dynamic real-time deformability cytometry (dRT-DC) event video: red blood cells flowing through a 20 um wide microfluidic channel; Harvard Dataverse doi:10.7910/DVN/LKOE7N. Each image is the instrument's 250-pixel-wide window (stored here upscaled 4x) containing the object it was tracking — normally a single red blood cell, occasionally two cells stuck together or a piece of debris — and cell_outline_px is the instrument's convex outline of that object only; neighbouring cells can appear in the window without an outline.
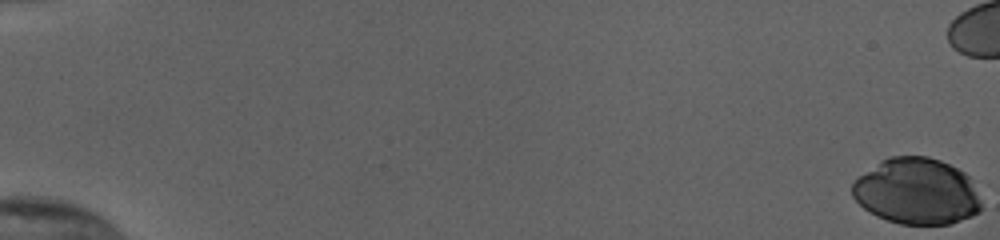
{"species": "human", "species_latin": "Homo sapiens", "temperature_condition": "cold", "stored_images_in_passage": 41, "camera_frame_rate_fps": 3000, "um_per_image_px": 0.085, "donor": {"sex": "female"}, "frame": {"image": 1, "passage_image": 1, "time_ms": 0.0, "image_size_px": [1000, 240], "cell_outline_px": [[980, 212], [972, 216], [948, 224], [900, 224], [876, 216], [868, 212], [852, 196], [852, 184], [860, 176], [880, 160], [888, 156], [928, 156], [940, 160], [964, 172], [968, 176], [980, 204]], "centroid_in_image_um": [77.88, 16.26], "position_along_channel_um": 7.1, "area_um2": 49.42}}
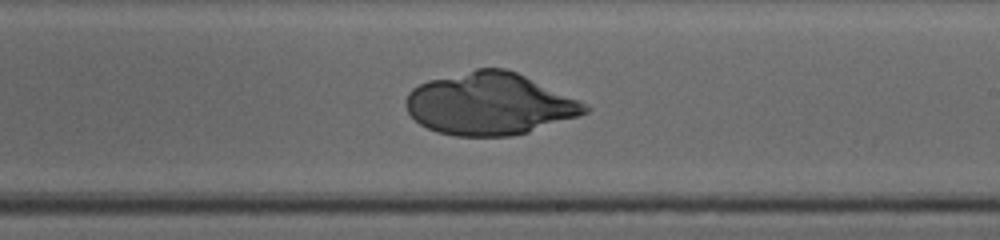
{"frame": {"image": 2, "passage_image": 36, "time_ms": 11.667, "image_size_px": [1000, 240], "cell_outline_px": [[592, 108], [588, 112], [528, 132], [512, 136], [456, 136], [436, 132], [420, 124], [408, 112], [404, 104], [404, 100], [408, 92], [412, 88], [428, 80], [476, 68], [504, 68], [516, 72], [580, 100], [588, 104]], "centroid_in_image_um": [41.59, 8.82], "position_along_channel_um": 247.4, "area_um2": 64.79}}
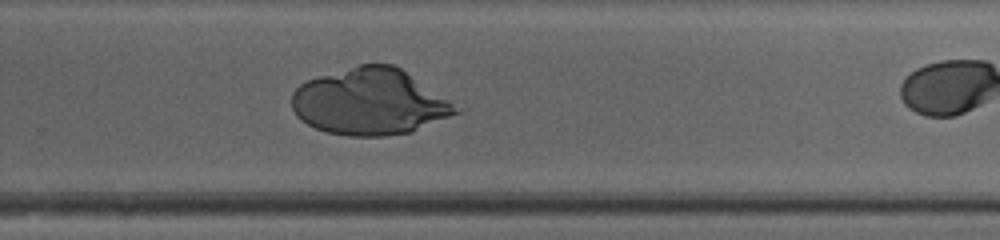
{"frame": {"image": 3, "passage_image": 40, "time_ms": 13.0, "image_size_px": [1000, 240], "cell_outline_px": [[468, 108], [460, 112], [412, 132], [384, 136], [348, 136], [328, 132], [316, 128], [300, 120], [296, 116], [292, 108], [292, 92], [300, 84], [308, 80], [320, 76], [360, 64], [392, 64], [400, 68]], "centroid_in_image_um": [31.53, 8.66], "position_along_channel_um": 298.3, "area_um2": 64.1}}